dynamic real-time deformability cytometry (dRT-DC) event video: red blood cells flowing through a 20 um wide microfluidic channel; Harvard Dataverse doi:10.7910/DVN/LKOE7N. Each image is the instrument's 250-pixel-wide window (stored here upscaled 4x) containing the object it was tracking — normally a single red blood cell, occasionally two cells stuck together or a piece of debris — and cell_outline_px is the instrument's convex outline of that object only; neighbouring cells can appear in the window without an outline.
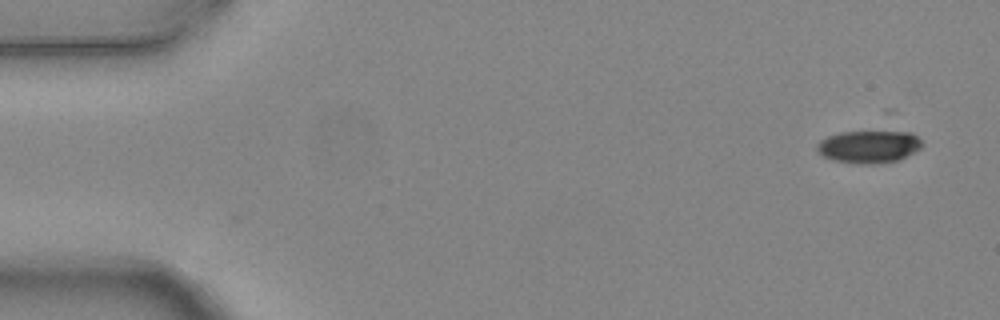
{"species": "common noctule bat (a hibernating species)", "species_latin": "Nyctalus noctula", "temperature_condition": "warm", "stored_images_in_passage": 5, "camera_frame_rate_fps": 3000, "um_per_image_px": 0.085, "animal": {"sex": "female", "body_mass_g": 24.6, "forearm_length_mm": 56.2}, "frame": {"image": 1, "passage_image": 1, "time_ms": 0.0, "image_size_px": [1000, 320], "cell_outline_px": [[924, 144], [920, 148], [900, 160], [876, 164], [860, 164], [832, 160], [824, 156], [816, 148], [816, 144], [820, 140], [828, 136], [840, 132], [912, 132]], "centroid_in_image_um": [73.85, 12.48], "position_along_channel_um": 11.1, "area_um2": 19.88}}